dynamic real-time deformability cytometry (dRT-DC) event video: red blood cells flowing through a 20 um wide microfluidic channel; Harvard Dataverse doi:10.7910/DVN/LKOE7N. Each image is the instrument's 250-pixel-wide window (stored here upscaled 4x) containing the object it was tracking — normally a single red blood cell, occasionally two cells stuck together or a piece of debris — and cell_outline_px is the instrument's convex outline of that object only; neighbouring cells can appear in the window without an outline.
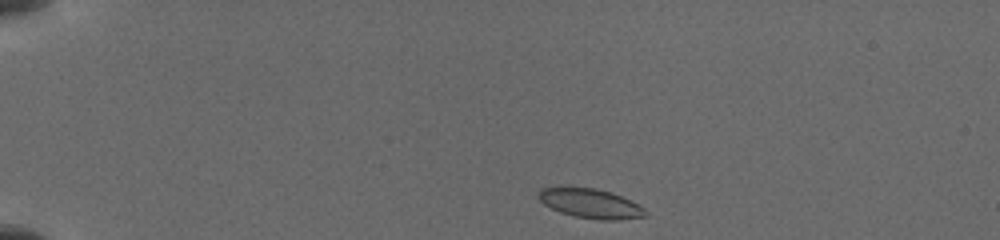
{"species": "common noctule bat (a hibernating species)", "species_latin": "Nyctalus noctula", "temperature_condition": "cold", "stored_images_in_passage": 27, "camera_frame_rate_fps": 3000, "um_per_image_px": 0.085, "animal": {"sex": "female", "body_mass_g": 19.5, "forearm_length_mm": 54.1}, "frame": {"image": 1, "passage_image": 1, "time_ms": 0.0, "image_size_px": [1000, 240], "cell_outline_px": [[648, 216], [620, 220], [600, 220], [576, 216], [560, 212], [544, 204], [536, 196], [540, 188], [596, 188], [612, 192], [644, 208], [648, 212]], "centroid_in_image_um": [50.21, 17.31], "position_along_channel_um": 34.8, "area_um2": 18.15}}
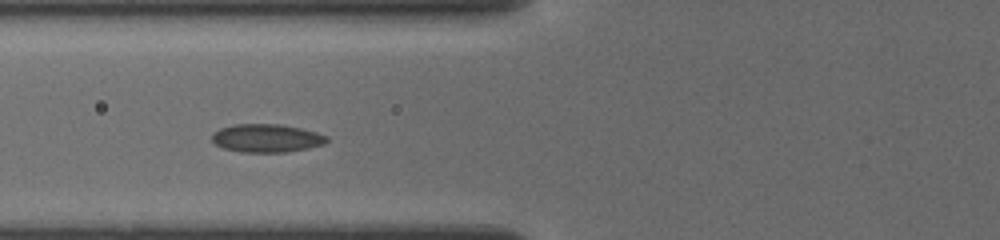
{"frame": {"image": 2, "passage_image": 15, "time_ms": 3.667, "image_size_px": [1000, 240], "cell_outline_px": [[328, 140], [324, 144], [308, 148], [288, 152], [240, 152], [224, 148], [216, 144], [212, 140], [212, 136], [220, 128], [232, 124], [280, 124], [300, 128], [316, 132], [328, 136]], "centroid_in_image_um": [22.68, 11.74], "position_along_channel_um": 103.1, "area_um2": 18.84}}
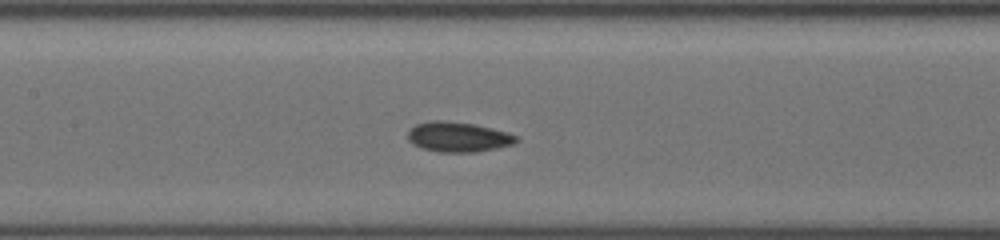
{"frame": {"image": 3, "passage_image": 23, "time_ms": 5.333, "image_size_px": [1000, 240], "cell_outline_px": [[516, 140], [512, 144], [496, 148], [476, 152], [440, 152], [420, 148], [412, 144], [408, 140], [408, 128], [416, 124], [432, 120], [444, 120], [472, 124], [508, 132], [516, 136]], "centroid_in_image_um": [38.87, 11.64], "position_along_channel_um": 168.5, "area_um2": 18.9}}